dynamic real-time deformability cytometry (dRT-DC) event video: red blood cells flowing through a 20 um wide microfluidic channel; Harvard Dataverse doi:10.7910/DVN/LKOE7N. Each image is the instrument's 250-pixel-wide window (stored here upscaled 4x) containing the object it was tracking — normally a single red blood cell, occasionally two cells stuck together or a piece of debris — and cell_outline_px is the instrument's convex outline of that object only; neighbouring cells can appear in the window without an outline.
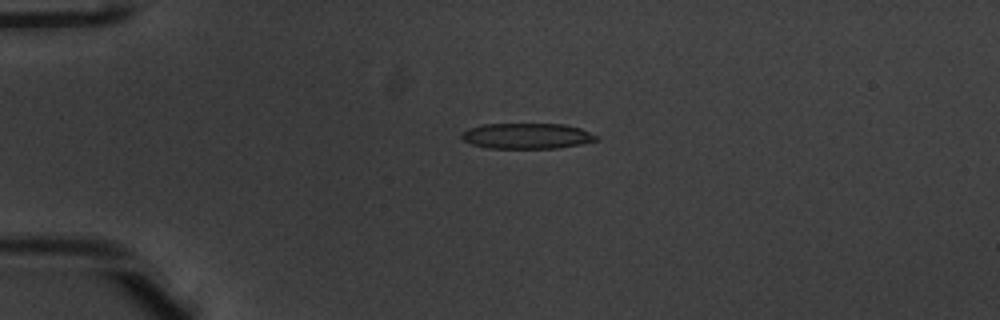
{"species": "common noctule bat (a hibernating species)", "species_latin": "Nyctalus noctula", "temperature_condition": "warm", "stored_images_in_passage": 53, "camera_frame_rate_fps": 3000, "um_per_image_px": 0.085, "animal": {"sex": "male", "body_mass_g": 20.1, "forearm_length_mm": 53.5}, "frame": {"image": 1, "passage_image": 14, "time_ms": 4.333, "image_size_px": [1000, 320], "cell_outline_px": [[596, 140], [580, 144], [556, 148], [488, 148], [472, 144], [464, 140], [460, 136], [468, 128], [484, 124], [564, 124], [580, 128], [596, 136]], "centroid_in_image_um": [44.75, 11.55], "position_along_channel_um": 40.3, "area_um2": 19.83}}
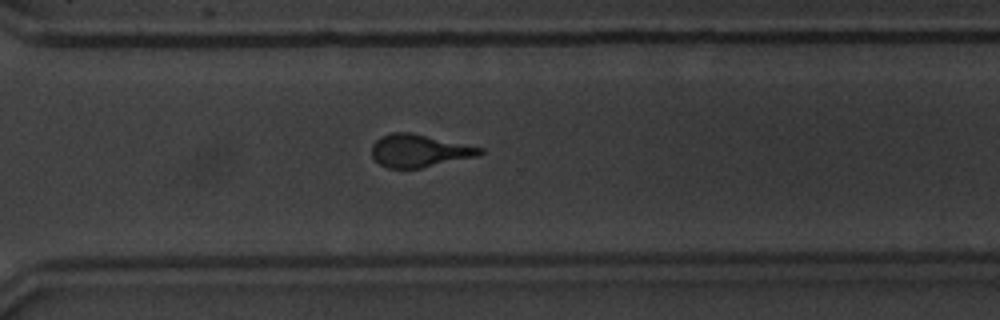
{"frame": {"image": 2, "passage_image": 39, "time_ms": 12.667, "image_size_px": [1000, 320], "cell_outline_px": [[484, 152], [476, 156], [420, 168], [388, 168], [380, 164], [372, 156], [372, 144], [380, 136], [392, 132], [408, 132], [484, 148]], "centroid_in_image_um": [35.6, 12.81], "position_along_channel_um": 335.0, "area_um2": 20.29}}
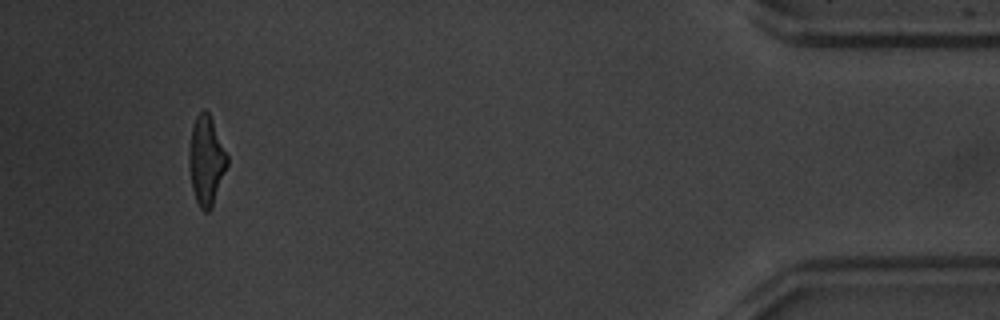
{"frame": {"image": 3, "passage_image": 50, "time_ms": 16.333, "image_size_px": [1000, 320], "cell_outline_px": [[228, 164], [212, 208], [208, 212], [204, 212], [200, 208], [196, 200], [192, 188], [188, 164], [188, 152], [192, 124], [196, 116], [204, 108], [208, 112], [212, 120], [228, 156]], "centroid_in_image_um": [17.52, 13.65], "position_along_channel_um": 417.7, "area_um2": 19.94}, "authors_computed_cell_mechanics": {"area_um2": 20.519, "velocity_mm_per_s": 3.9665, "shape_relaxation_time_tau1_ms": 2.4171, "shape_relaxation_time_tau2_ms": 1.0763, "deformation_change_tau1": 0.2195, "deformation_change_tau2": 0.1302}}